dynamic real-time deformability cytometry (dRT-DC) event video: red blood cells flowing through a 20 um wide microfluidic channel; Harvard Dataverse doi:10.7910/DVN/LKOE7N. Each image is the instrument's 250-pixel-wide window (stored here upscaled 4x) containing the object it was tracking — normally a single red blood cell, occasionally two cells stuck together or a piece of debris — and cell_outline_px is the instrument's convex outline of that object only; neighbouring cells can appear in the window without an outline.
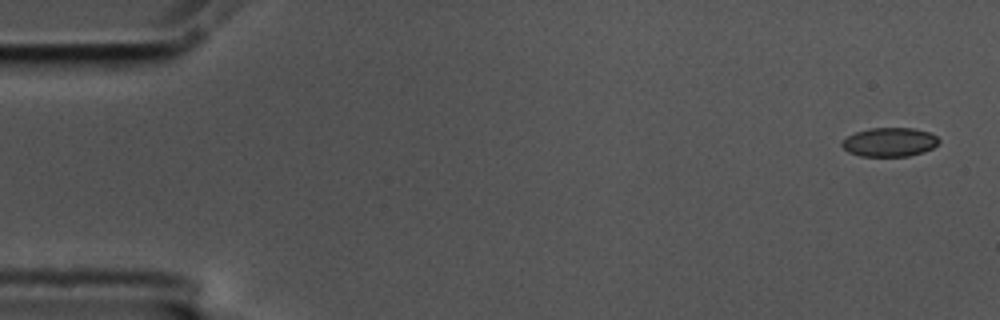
{"species": "common noctule bat (a hibernating species)", "species_latin": "Nyctalus noctula", "temperature_condition": "cold", "stored_images_in_passage": 7, "camera_frame_rate_fps": 3000, "um_per_image_px": 0.085, "animal": {"sex": "male", "body_mass_g": 17.5, "forearm_length_mm": 52.3}, "frame": {"image": 1, "passage_image": 1, "time_ms": 0.0, "image_size_px": [1000, 320], "cell_outline_px": [[940, 140], [932, 148], [924, 152], [908, 156], [860, 156], [848, 152], [840, 144], [848, 136], [856, 132], [872, 128], [912, 128], [928, 132], [936, 136]], "centroid_in_image_um": [75.61, 12.08], "position_along_channel_um": 9.4, "area_um2": 16.18}}
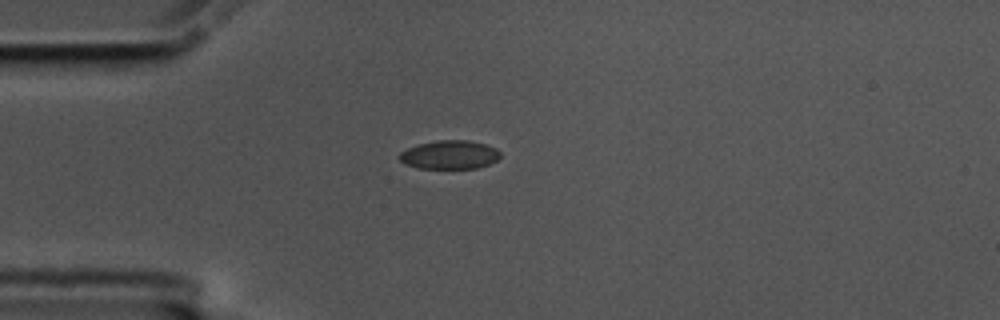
{"frame": {"image": 2, "passage_image": 5, "time_ms": 1.333, "image_size_px": [1000, 320], "cell_outline_px": [[500, 156], [496, 160], [488, 164], [476, 168], [420, 168], [404, 164], [396, 156], [400, 152], [408, 148], [420, 144], [440, 140], [468, 140], [484, 144], [496, 148], [500, 152]], "centroid_in_image_um": [38.19, 13.15], "position_along_channel_um": 46.8, "area_um2": 16.7}}
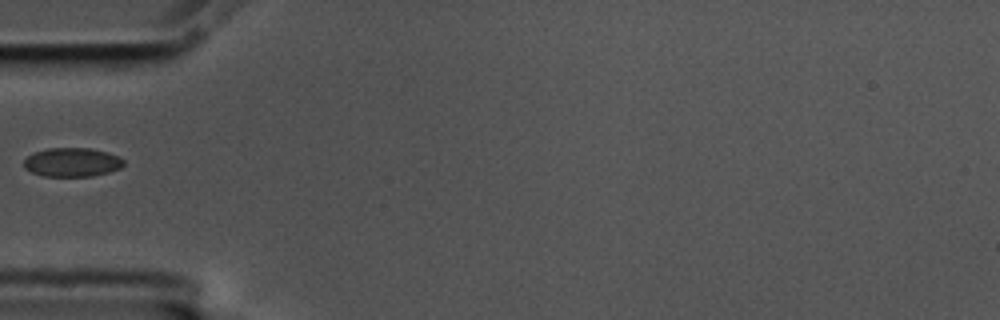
{"frame": {"image": 3, "passage_image": 6, "time_ms": 1.667, "image_size_px": [1000, 320], "cell_outline_px": [[124, 164], [120, 168], [108, 172], [92, 176], [44, 176], [32, 172], [24, 168], [24, 160], [32, 152], [48, 148], [88, 148], [108, 152], [124, 160]], "centroid_in_image_um": [6.1, 13.78], "position_along_channel_um": 78.9, "area_um2": 16.76}}